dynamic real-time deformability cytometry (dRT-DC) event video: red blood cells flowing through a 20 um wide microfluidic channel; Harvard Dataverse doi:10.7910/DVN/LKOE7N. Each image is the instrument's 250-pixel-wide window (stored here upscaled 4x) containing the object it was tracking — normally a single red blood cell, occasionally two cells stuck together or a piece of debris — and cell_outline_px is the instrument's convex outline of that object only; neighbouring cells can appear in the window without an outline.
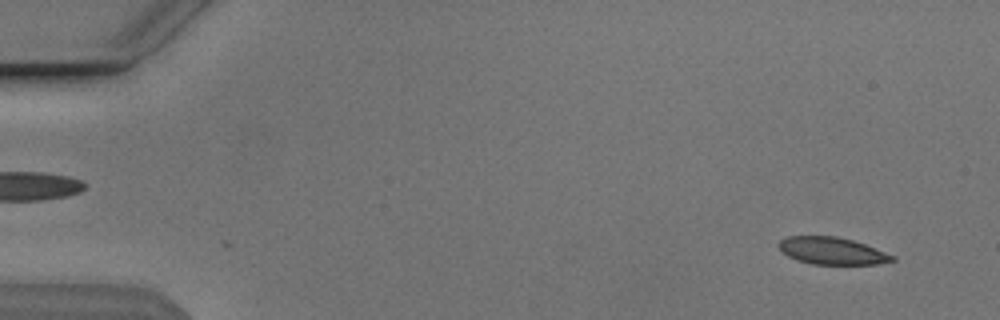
{"species": "Egyptian fruit bat (a non-hibernating species)", "species_latin": "Rousettus aegyptiacus", "temperature_condition": "cold", "stored_images_in_passage": 53, "camera_frame_rate_fps": 3000, "um_per_image_px": 0.085, "animal": {"sex": "male"}, "frame": {"image": 1, "passage_image": 3, "time_ms": 0.667, "image_size_px": [1000, 320], "cell_outline_px": [[896, 260], [876, 264], [812, 264], [796, 260], [780, 252], [776, 244], [780, 240], [788, 236], [836, 236], [852, 240], [864, 244], [896, 256]], "centroid_in_image_um": [70.67, 21.32], "position_along_channel_um": 14.3, "area_um2": 18.09}}
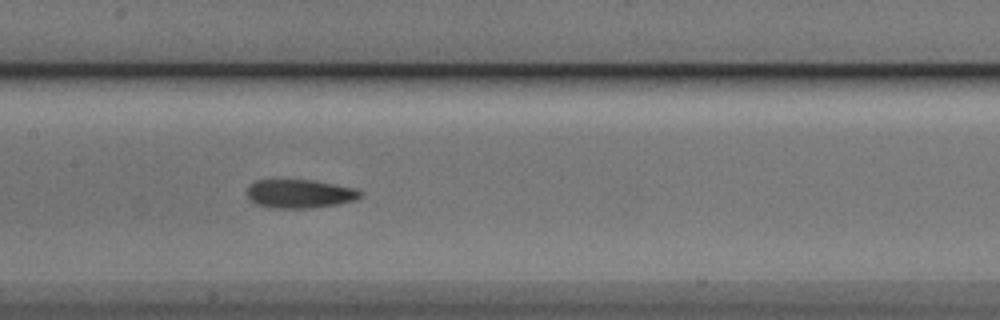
{"frame": {"image": 2, "passage_image": 26, "time_ms": 8.333, "image_size_px": [1000, 320], "cell_outline_px": [[364, 192], [356, 200], [336, 204], [308, 208], [268, 208], [256, 204], [248, 200], [248, 184], [256, 180], [316, 180], [356, 188]], "centroid_in_image_um": [25.47, 16.46], "position_along_channel_um": 181.9, "area_um2": 19.13}}
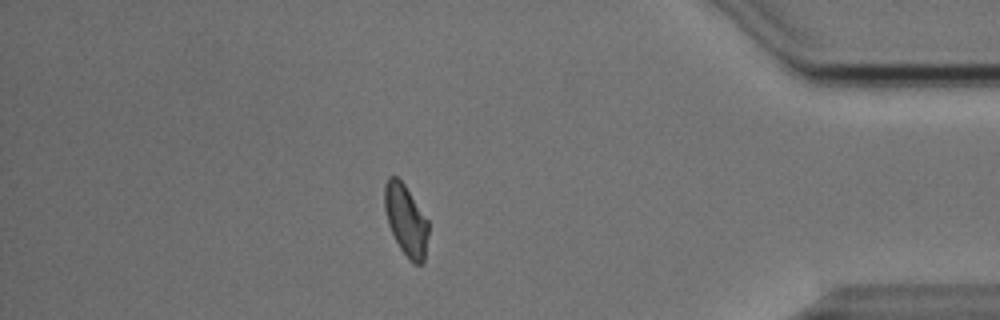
{"frame": {"image": 3, "passage_image": 46, "time_ms": 15.0, "image_size_px": [1000, 320], "cell_outline_px": [[428, 236], [424, 260], [420, 264], [412, 264], [408, 260], [400, 248], [388, 224], [384, 208], [384, 184], [388, 176], [396, 176], [404, 184], [428, 220]], "centroid_in_image_um": [34.49, 18.72], "position_along_channel_um": 400.7, "area_um2": 18.15}, "authors_computed_cell_mechanics": {"area_um2": 19.0162, "velocity_mm_per_s": 3.8241, "shape_relaxation_time_tau1_ms": null, "shape_relaxation_time_tau2_ms": 3.0012, "deformation_change_tau1": null, "deformation_change_tau2": 0.0768}}